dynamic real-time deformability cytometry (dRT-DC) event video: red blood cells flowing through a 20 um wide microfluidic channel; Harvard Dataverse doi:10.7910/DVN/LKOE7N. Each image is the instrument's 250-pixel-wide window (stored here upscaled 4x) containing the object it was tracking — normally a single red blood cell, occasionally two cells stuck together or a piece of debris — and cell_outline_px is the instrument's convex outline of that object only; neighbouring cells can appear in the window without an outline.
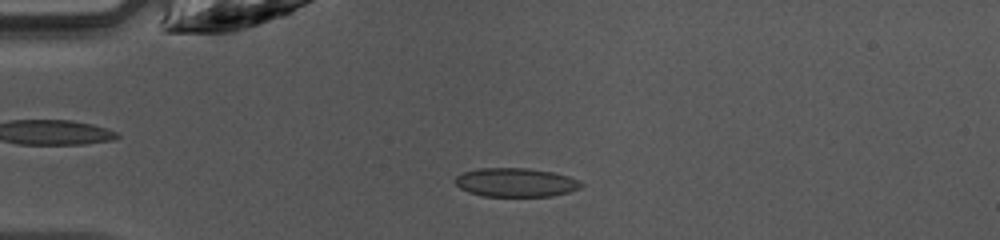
{"species": "common noctule bat (a hibernating species)", "species_latin": "Nyctalus noctula", "temperature_condition": "warm", "stored_images_in_passage": 38, "camera_frame_rate_fps": 3000, "um_per_image_px": 0.085, "animal": {"sex": "female", "body_mass_g": 10.0, "forearm_length_mm": 53.1}, "frame": {"image": 1, "passage_image": 3, "time_ms": 0.667, "image_size_px": [1000, 240], "cell_outline_px": [[584, 184], [580, 188], [568, 192], [552, 196], [484, 196], [468, 192], [460, 188], [456, 184], [456, 176], [464, 172], [480, 168], [528, 168], [552, 172], [568, 176], [580, 180]], "centroid_in_image_um": [43.86, 15.51], "position_along_channel_um": 41.1, "area_um2": 21.1}}
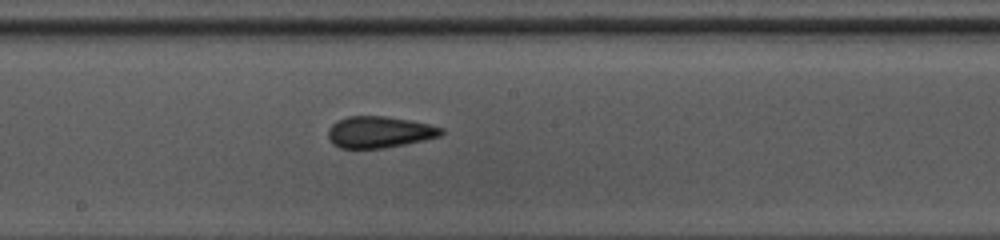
{"frame": {"image": 2, "passage_image": 17, "time_ms": 5.333, "image_size_px": [1000, 240], "cell_outline_px": [[444, 132], [440, 136], [424, 140], [384, 148], [340, 148], [332, 144], [328, 136], [328, 128], [336, 120], [348, 116], [384, 116], [408, 120], [428, 124], [444, 128]], "centroid_in_image_um": [32.22, 11.22], "position_along_channel_um": 216.0, "area_um2": 20.75}}
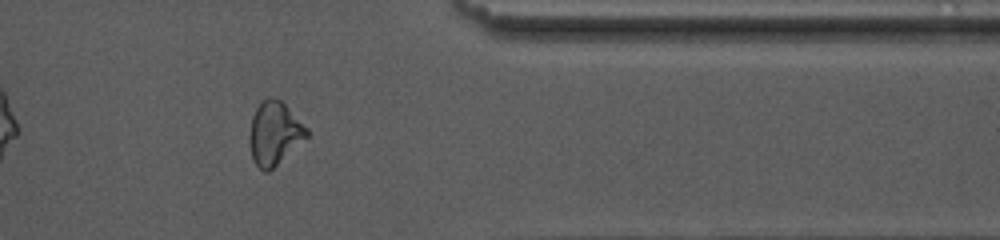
{"frame": {"image": 3, "passage_image": 30, "time_ms": 9.667, "image_size_px": [1000, 240], "cell_outline_px": [[308, 136], [268, 172], [264, 172], [252, 160], [248, 140], [248, 136], [252, 116], [256, 108], [268, 96], [276, 96], [308, 128]], "centroid_in_image_um": [23.29, 11.32], "position_along_channel_um": 388.1, "area_um2": 21.04}, "authors_computed_cell_mechanics": {"area_um2": 20.9814, "velocity_mm_per_s": 4.2333, "shape_relaxation_time_tau1_ms": 6.4792, "shape_relaxation_time_tau2_ms": 1.846, "deformation_change_tau1": 0.1297, "deformation_change_tau2": 0.0766}}